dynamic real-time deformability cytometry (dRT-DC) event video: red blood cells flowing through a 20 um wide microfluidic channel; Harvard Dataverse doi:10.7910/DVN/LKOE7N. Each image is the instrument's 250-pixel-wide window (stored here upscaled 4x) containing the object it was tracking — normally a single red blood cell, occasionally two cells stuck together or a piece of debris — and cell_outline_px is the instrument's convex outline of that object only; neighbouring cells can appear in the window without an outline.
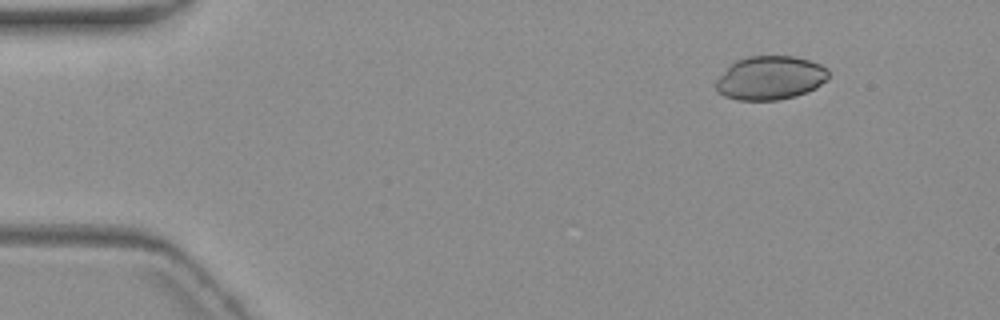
{"species": "common noctule bat (a hibernating species)", "species_latin": "Nyctalus noctula", "temperature_condition": "warm", "stored_images_in_passage": 5, "segment_of_instrument_passage": [1, 2], "camera_frame_rate_fps": 3000, "um_per_image_px": 0.085, "animal": {"sex": "female", "body_mass_g": 19.3, "forearm_length_mm": 54.1}, "frame": {"image": 1, "passage_image": 1, "time_ms": 0.0, "image_size_px": [1000, 320], "cell_outline_px": [[828, 80], [816, 88], [796, 96], [776, 100], [736, 100], [724, 96], [716, 88], [716, 80], [736, 60], [748, 56], [792, 56], [808, 60], [820, 64], [828, 68]], "centroid_in_image_um": [65.5, 6.63], "position_along_channel_um": 19.5, "area_um2": 28.61}}